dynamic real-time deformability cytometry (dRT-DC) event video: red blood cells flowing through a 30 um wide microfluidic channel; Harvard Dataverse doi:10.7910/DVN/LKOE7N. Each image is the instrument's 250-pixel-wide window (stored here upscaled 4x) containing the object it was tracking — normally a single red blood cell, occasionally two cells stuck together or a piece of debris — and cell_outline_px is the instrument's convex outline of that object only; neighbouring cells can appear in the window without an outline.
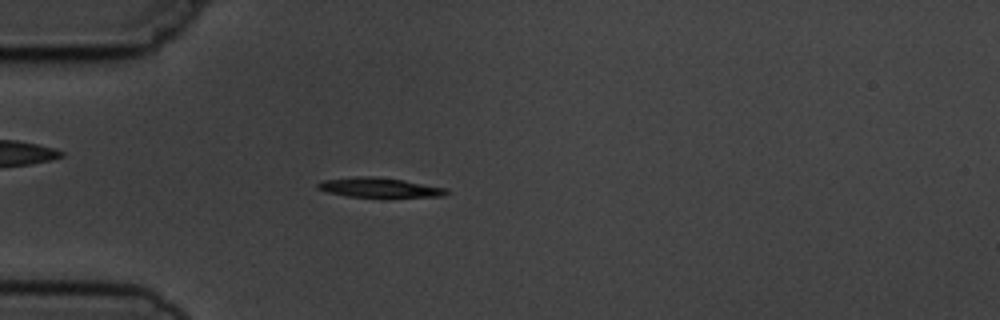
{"species": "common noctule bat (a hibernating species)", "species_latin": "Nyctalus noctula", "temperature_condition": "cold", "stored_images_in_passage": 3, "camera_frame_rate_fps": 3000, "um_per_image_px": 0.085, "animal": {"sex": "male", "body_mass_g": 19.5, "forearm_length_mm": 54.6}, "frame": {"image": 1, "passage_image": 3, "time_ms": 2.333, "image_size_px": [1000, 320], "cell_outline_px": [[448, 192], [444, 196], [384, 200], [348, 196], [328, 192], [316, 188], [316, 184], [324, 180], [356, 176], [376, 176], [404, 180], [448, 188]], "centroid_in_image_um": [32.32, 15.99], "position_along_channel_um": 52.7, "area_um2": 15.84}}